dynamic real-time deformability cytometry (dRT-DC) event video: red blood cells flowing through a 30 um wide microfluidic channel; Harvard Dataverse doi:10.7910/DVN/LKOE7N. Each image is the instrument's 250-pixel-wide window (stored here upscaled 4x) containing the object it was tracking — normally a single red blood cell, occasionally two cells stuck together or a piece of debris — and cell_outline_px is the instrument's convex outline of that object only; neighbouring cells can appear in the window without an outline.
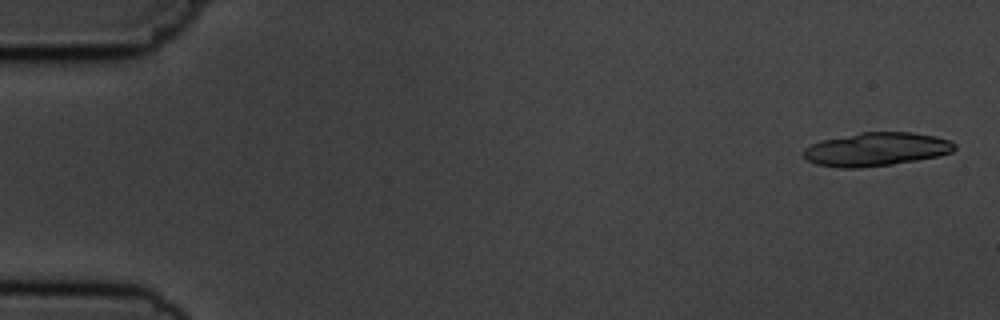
{"species": "common noctule bat (a hibernating species)", "species_latin": "Nyctalus noctula", "temperature_condition": "cold", "stored_images_in_passage": 4, "camera_frame_rate_fps": 3000, "um_per_image_px": 0.085, "animal": {"sex": "male", "body_mass_g": 19.5, "forearm_length_mm": 54.6}, "frame": {"image": 1, "passage_image": 1, "time_ms": 0.0, "image_size_px": [1000, 320], "cell_outline_px": [[956, 148], [952, 152], [936, 156], [916, 160], [892, 164], [856, 168], [840, 168], [816, 164], [808, 160], [804, 156], [804, 148], [820, 140], [860, 132], [912, 132], [936, 136], [952, 140], [956, 144]], "centroid_in_image_um": [74.5, 12.68], "position_along_channel_um": 10.5, "area_um2": 29.54}}